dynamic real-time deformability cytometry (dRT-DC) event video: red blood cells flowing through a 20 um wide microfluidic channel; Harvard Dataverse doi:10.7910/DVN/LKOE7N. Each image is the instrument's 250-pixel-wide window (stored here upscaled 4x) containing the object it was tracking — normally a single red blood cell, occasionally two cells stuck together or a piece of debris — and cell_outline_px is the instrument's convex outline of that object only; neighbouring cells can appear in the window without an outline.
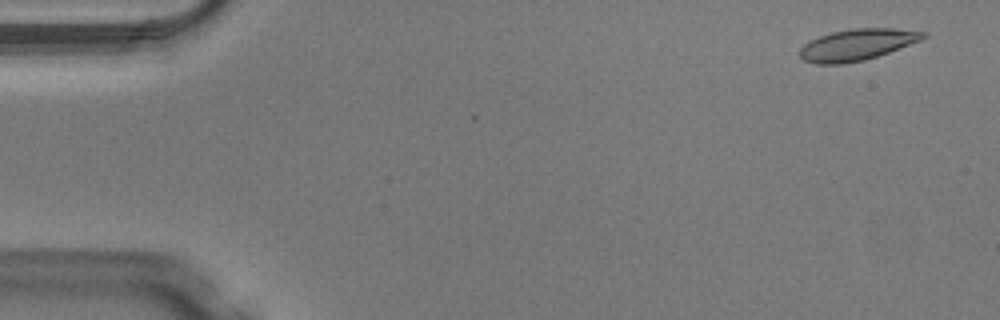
{"species": "Egyptian fruit bat (a non-hibernating species)", "species_latin": "Rousettus aegyptiacus", "temperature_condition": "warm", "stored_images_in_passage": 48, "camera_frame_rate_fps": 3000, "um_per_image_px": 0.085, "animal": {"sex": "male"}, "frame": {"image": 1, "passage_image": 3, "time_ms": 0.667, "image_size_px": [1000, 320], "cell_outline_px": [[928, 36], [920, 40], [888, 52], [864, 60], [844, 64], [816, 64], [804, 60], [800, 56], [800, 48], [804, 44], [820, 36], [832, 32], [852, 28], [892, 28], [928, 32]], "centroid_in_image_um": [72.85, 3.79], "position_along_channel_um": 12.1, "area_um2": 22.37}}
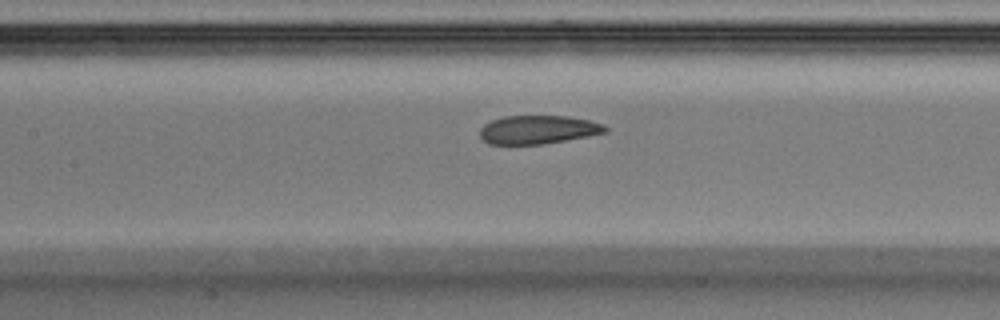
{"frame": {"image": 2, "passage_image": 23, "time_ms": 7.333, "image_size_px": [1000, 320], "cell_outline_px": [[608, 132], [588, 136], [544, 144], [488, 144], [480, 136], [480, 128], [484, 124], [492, 120], [504, 116], [568, 116], [588, 120], [604, 124], [608, 128]], "centroid_in_image_um": [45.74, 11.02], "position_along_channel_um": 161.7, "area_um2": 20.87}}
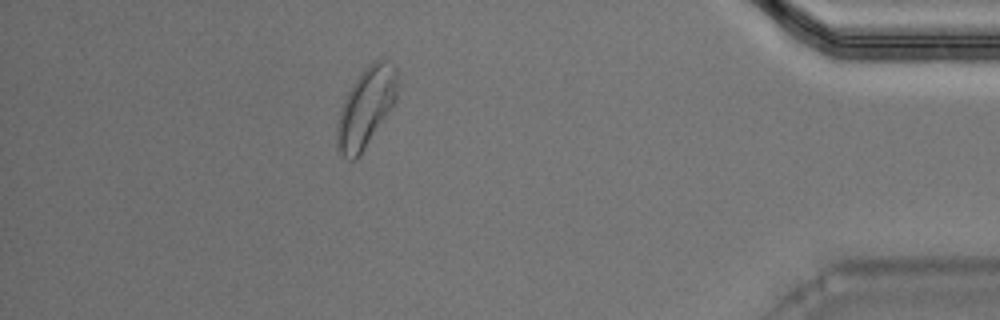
{"frame": {"image": 3, "passage_image": 44, "time_ms": 14.333, "image_size_px": [1000, 320], "cell_outline_px": [[396, 100], [360, 156], [356, 160], [348, 160], [336, 148], [336, 124], [340, 108], [352, 84], [360, 72], [368, 64], [380, 56], [396, 68]], "centroid_in_image_um": [31.07, 9.14], "position_along_channel_um": 404.1, "area_um2": 27.98}, "authors_computed_cell_mechanics": {"area_um2": 22.3975, "velocity_mm_per_s": 4.0995, "shape_relaxation_time_tau1_ms": 5.1148, "shape_relaxation_time_tau2_ms": 1.336, "deformation_change_tau1": 0.1341, "deformation_change_tau2": 0.0631}}